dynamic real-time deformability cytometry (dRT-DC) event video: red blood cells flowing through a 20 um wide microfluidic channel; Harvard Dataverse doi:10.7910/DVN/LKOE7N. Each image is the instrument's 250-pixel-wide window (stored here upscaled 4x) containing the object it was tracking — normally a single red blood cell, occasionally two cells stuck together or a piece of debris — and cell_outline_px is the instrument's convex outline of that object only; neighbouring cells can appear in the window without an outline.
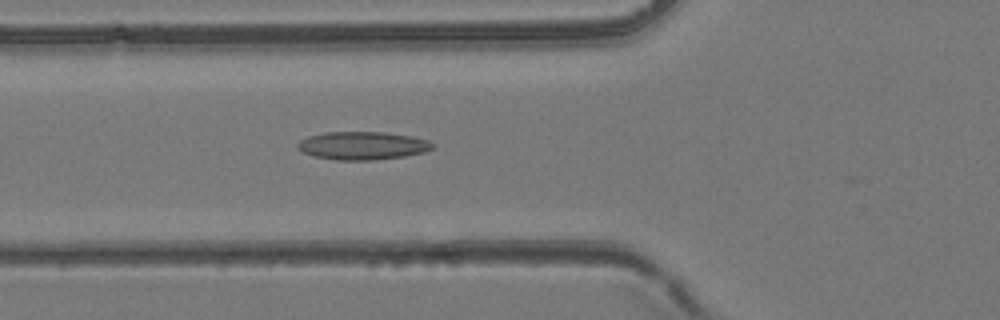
{"species": "common noctule bat (a hibernating species)", "species_latin": "Nyctalus noctula", "temperature_condition": "room temperature", "stored_images_in_passage": 41, "camera_frame_rate_fps": 3000, "um_per_image_px": 0.085, "animal": {"sex": "female", "body_mass_g": 24.6, "forearm_length_mm": 56.2}, "frame": {"image": 1, "passage_image": 17, "time_ms": 5.333, "image_size_px": [1000, 320], "cell_outline_px": [[436, 144], [432, 148], [424, 152], [404, 156], [372, 160], [336, 160], [312, 156], [296, 148], [296, 144], [300, 140], [308, 136], [324, 132], [384, 132], [412, 136], [428, 140]], "centroid_in_image_um": [30.8, 12.37], "position_along_channel_um": 95.0, "area_um2": 22.2}}
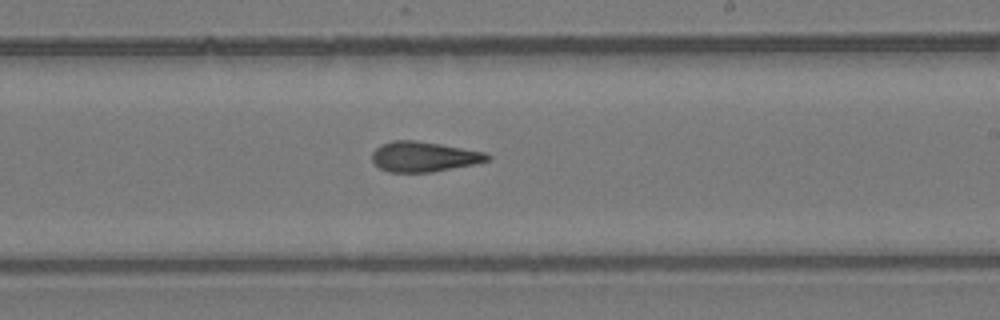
{"frame": {"image": 2, "passage_image": 27, "time_ms": 8.667, "image_size_px": [1000, 320], "cell_outline_px": [[492, 156], [488, 160], [476, 164], [432, 172], [388, 172], [380, 168], [372, 160], [372, 152], [380, 144], [392, 140], [416, 140], [488, 152]], "centroid_in_image_um": [36.05, 13.31], "position_along_channel_um": 253.0, "area_um2": 20.46}}
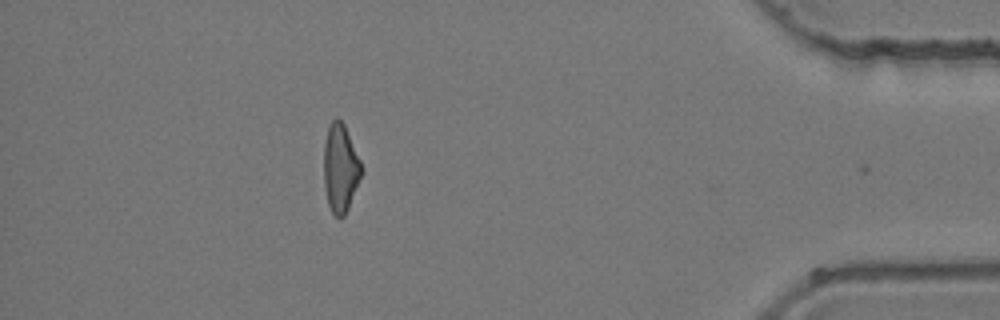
{"frame": {"image": 3, "passage_image": 40, "time_ms": 13.0, "image_size_px": [1000, 320], "cell_outline_px": [[364, 172], [348, 208], [344, 216], [340, 220], [332, 212], [328, 204], [324, 188], [324, 144], [328, 128], [332, 120], [336, 116], [344, 124], [360, 160]], "centroid_in_image_um": [28.94, 14.32], "position_along_channel_um": 406.3, "area_um2": 19.48}}